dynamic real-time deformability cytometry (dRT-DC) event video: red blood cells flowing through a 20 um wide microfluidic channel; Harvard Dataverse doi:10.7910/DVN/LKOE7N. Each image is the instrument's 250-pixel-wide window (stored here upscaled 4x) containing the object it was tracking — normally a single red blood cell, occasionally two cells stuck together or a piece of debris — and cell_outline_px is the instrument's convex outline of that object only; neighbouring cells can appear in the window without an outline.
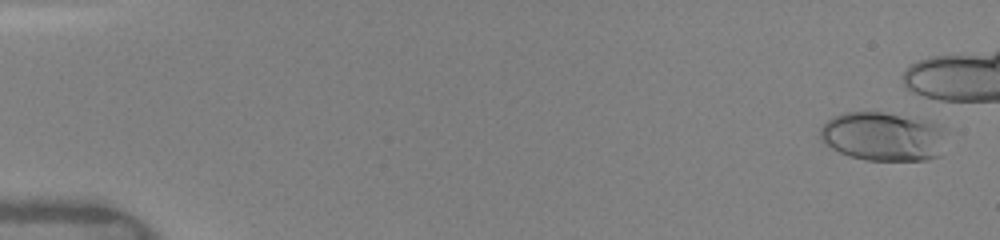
{"species": "human", "species_latin": "Homo sapiens", "temperature_condition": "warm", "stored_images_in_passage": 41, "camera_frame_rate_fps": 3000, "um_per_image_px": 0.085, "donor": {"sex": "female"}, "frame": {"image": 1, "passage_image": 2, "time_ms": 0.333, "image_size_px": [1000, 240], "cell_outline_px": [[948, 128], [940, 156], [928, 160], [868, 160], [848, 156], [832, 148], [820, 140], [820, 128], [832, 116], [844, 112], [884, 112], [916, 116], [932, 120], [944, 124]], "centroid_in_image_um": [75.16, 11.57], "position_along_channel_um": 9.8, "area_um2": 37.11}}
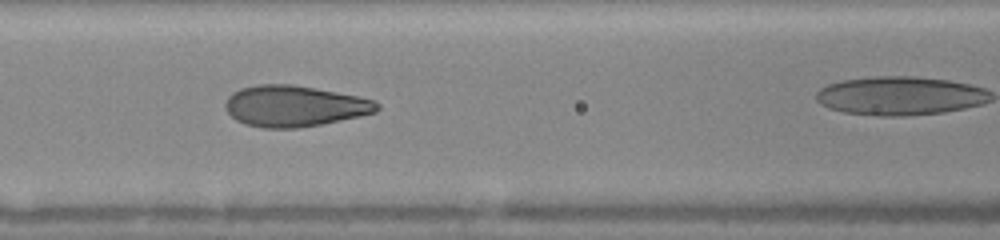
{"frame": {"image": 2, "passage_image": 23, "time_ms": 7.333, "image_size_px": [1000, 240], "cell_outline_px": [[380, 108], [376, 112], [320, 124], [296, 128], [264, 128], [244, 124], [236, 120], [224, 108], [224, 104], [228, 96], [232, 92], [240, 88], [256, 84], [292, 84], [336, 92], [376, 100], [380, 104]], "centroid_in_image_um": [24.98, 9.01], "position_along_channel_um": 141.6, "area_um2": 36.24}}
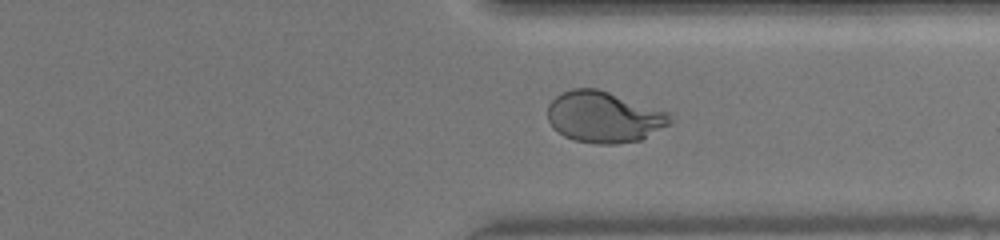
{"frame": {"image": 3, "passage_image": 39, "time_ms": 12.667, "image_size_px": [1000, 240], "cell_outline_px": [[672, 124], [640, 140], [616, 144], [596, 144], [576, 140], [564, 136], [552, 128], [548, 120], [548, 104], [560, 92], [572, 88], [596, 88], [672, 112]], "centroid_in_image_um": [51.37, 9.94], "position_along_channel_um": 360.0, "area_um2": 36.99}}